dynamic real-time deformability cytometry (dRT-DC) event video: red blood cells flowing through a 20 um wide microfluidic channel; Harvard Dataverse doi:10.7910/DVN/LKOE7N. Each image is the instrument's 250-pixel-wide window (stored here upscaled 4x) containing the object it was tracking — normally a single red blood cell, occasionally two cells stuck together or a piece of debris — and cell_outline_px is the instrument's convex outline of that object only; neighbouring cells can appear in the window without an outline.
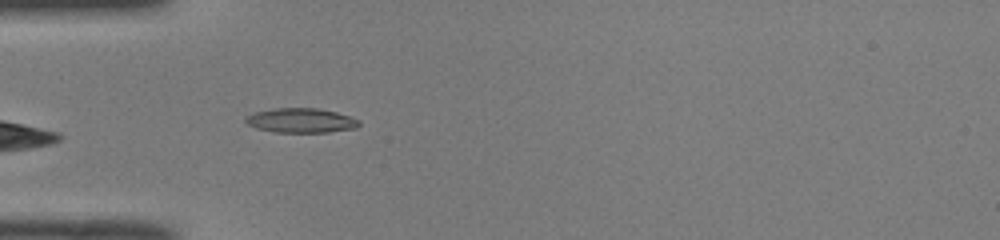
{"species": "common noctule bat (a hibernating species)", "species_latin": "Nyctalus noctula", "temperature_condition": "room temperature", "stored_images_in_passage": 26, "camera_frame_rate_fps": 3000, "um_per_image_px": 0.085, "animal": {"sex": "male", "body_mass_g": 19.0, "forearm_length_mm": 50.8}, "frame": {"image": 1, "passage_image": 1, "time_ms": 0.0, "image_size_px": [1000, 240], "cell_outline_px": [[360, 124], [356, 128], [328, 132], [276, 132], [256, 128], [248, 124], [244, 120], [248, 116], [256, 112], [276, 108], [316, 108], [336, 112], [360, 120]], "centroid_in_image_um": [25.61, 10.24], "position_along_channel_um": 59.4, "area_um2": 16.01}}
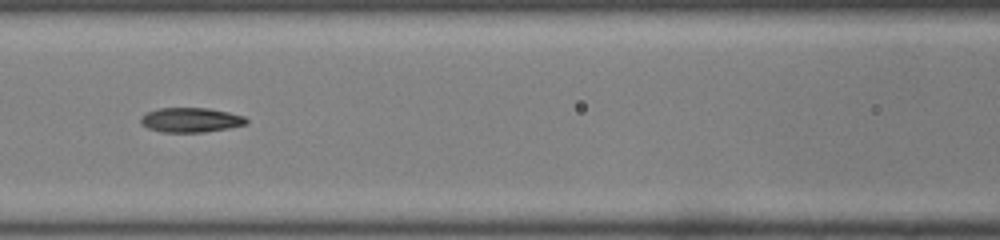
{"frame": {"image": 2, "passage_image": 8, "time_ms": 2.333, "image_size_px": [1000, 240], "cell_outline_px": [[248, 124], [228, 128], [204, 132], [164, 132], [148, 128], [140, 124], [140, 116], [148, 112], [160, 108], [208, 108], [228, 112], [244, 116], [248, 120]], "centroid_in_image_um": [16.21, 10.2], "position_along_channel_um": 150.4, "area_um2": 15.14}}
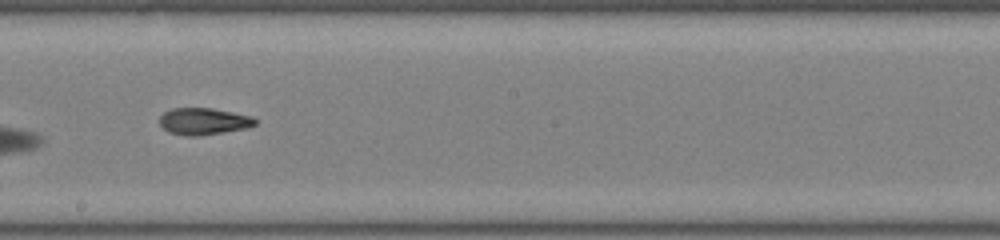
{"frame": {"image": 3, "passage_image": 14, "time_ms": 4.333, "image_size_px": [1000, 240], "cell_outline_px": [[256, 124], [248, 128], [224, 132], [196, 136], [188, 136], [168, 132], [160, 124], [160, 116], [164, 112], [172, 108], [212, 108], [252, 116], [256, 120]], "centroid_in_image_um": [17.31, 10.31], "position_along_channel_um": 230.9, "area_um2": 14.91}}